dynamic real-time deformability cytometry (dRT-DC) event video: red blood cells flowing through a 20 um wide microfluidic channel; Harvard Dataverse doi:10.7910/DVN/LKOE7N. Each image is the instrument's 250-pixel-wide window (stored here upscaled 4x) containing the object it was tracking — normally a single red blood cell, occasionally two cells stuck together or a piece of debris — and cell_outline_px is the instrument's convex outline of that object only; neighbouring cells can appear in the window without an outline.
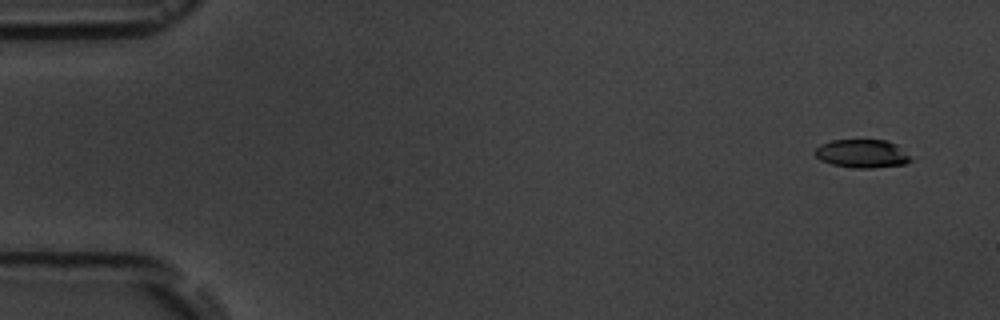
{"species": "common noctule bat (a hibernating species)", "species_latin": "Nyctalus noctula", "temperature_condition": "room temperature", "stored_images_in_passage": 3, "camera_frame_rate_fps": 3000, "um_per_image_px": 0.085, "animal": {"sex": "male", "body_mass_g": 19.5, "forearm_length_mm": 54.6}, "frame": {"image": 1, "passage_image": 1, "time_ms": 0.0, "image_size_px": [1000, 320], "cell_outline_px": [[912, 160], [904, 164], [872, 168], [852, 168], [832, 164], [820, 160], [816, 156], [816, 148], [820, 144], [832, 140], [888, 140], [896, 144]], "centroid_in_image_um": [73.25, 13.06], "position_along_channel_um": 11.7, "area_um2": 15.66}}